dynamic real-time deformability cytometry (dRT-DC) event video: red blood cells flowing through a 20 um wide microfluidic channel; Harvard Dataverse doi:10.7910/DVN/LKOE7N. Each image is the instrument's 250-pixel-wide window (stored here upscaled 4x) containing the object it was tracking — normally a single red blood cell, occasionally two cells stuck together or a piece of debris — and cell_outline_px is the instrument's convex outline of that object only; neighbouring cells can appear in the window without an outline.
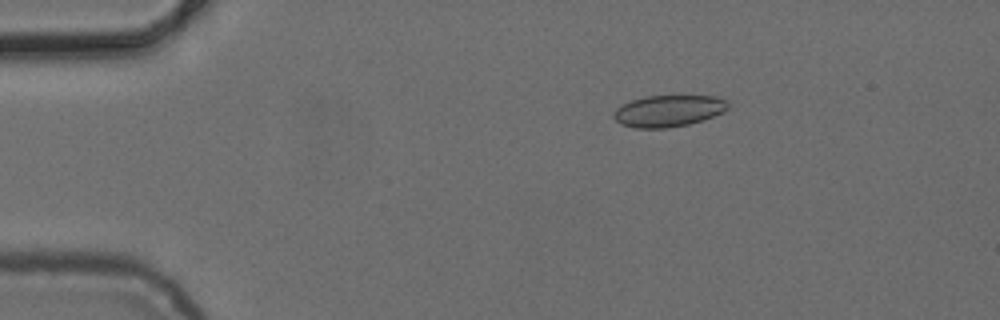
{"species": "common noctule bat (a hibernating species)", "species_latin": "Nyctalus noctula", "temperature_condition": "cold", "stored_images_in_passage": 4, "camera_frame_rate_fps": 3000, "um_per_image_px": 0.085, "animal": {"sex": "female", "body_mass_g": 24.6, "forearm_length_mm": 56.2}, "frame": {"image": 1, "passage_image": 2, "time_ms": 1.0, "image_size_px": [1000, 320], "cell_outline_px": [[728, 108], [704, 120], [688, 124], [668, 128], [636, 128], [620, 124], [612, 116], [612, 112], [616, 108], [632, 100], [648, 96], [716, 96], [724, 100], [728, 104]], "centroid_in_image_um": [56.77, 9.43], "position_along_channel_um": 28.2, "area_um2": 20.87}}
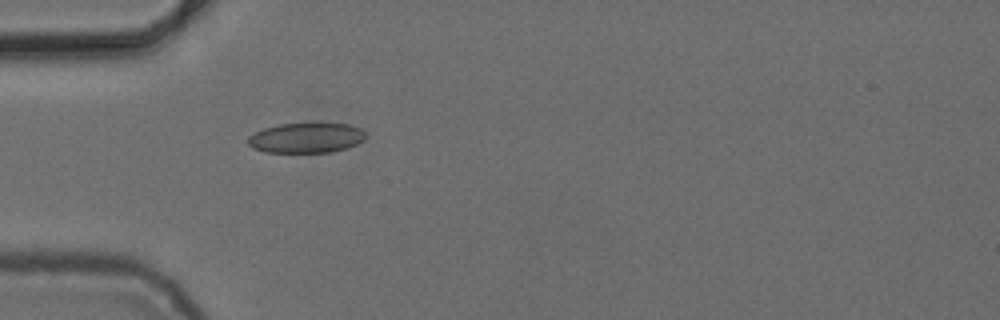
{"frame": {"image": 2, "passage_image": 4, "time_ms": 3.333, "image_size_px": [1000, 320], "cell_outline_px": [[364, 140], [356, 144], [344, 148], [328, 152], [264, 152], [252, 148], [248, 144], [248, 136], [264, 128], [280, 124], [312, 120], [348, 124], [360, 128], [364, 132]], "centroid_in_image_um": [26.01, 11.66], "position_along_channel_um": 59.0, "area_um2": 21.27}}